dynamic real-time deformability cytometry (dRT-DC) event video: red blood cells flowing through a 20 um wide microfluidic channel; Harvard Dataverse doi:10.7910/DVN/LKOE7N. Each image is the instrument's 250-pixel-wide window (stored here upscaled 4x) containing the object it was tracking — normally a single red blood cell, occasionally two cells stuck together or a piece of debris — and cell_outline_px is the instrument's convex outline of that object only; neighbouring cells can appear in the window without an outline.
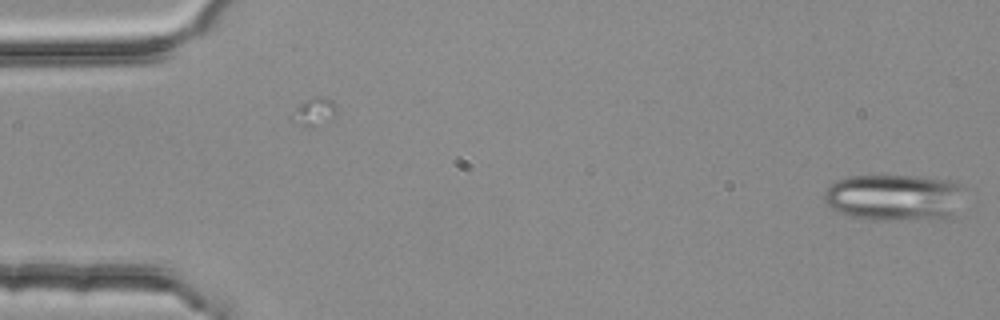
{"species": "common noctule bat (a hibernating species)", "species_latin": "Nyctalus noctula", "temperature_condition": "room temperature", "stored_images_in_passage": 8, "camera_frame_rate_fps": 3000, "um_per_image_px": 0.085, "animal": {"sex": "female", "body_mass_g": 25.1}, "frame": {"image": 1, "passage_image": 8, "time_ms": 2.333, "image_size_px": [1000, 320], "cell_outline_px": [[960, 188], [956, 216], [952, 220], [872, 220], [852, 216], [840, 212], [832, 208], [824, 200], [824, 192], [828, 184], [836, 180], [848, 176], [916, 176], [948, 180], [960, 184]], "centroid_in_image_um": [76.01, 16.81], "position_along_channel_um": 9.0, "area_um2": 38.49}}